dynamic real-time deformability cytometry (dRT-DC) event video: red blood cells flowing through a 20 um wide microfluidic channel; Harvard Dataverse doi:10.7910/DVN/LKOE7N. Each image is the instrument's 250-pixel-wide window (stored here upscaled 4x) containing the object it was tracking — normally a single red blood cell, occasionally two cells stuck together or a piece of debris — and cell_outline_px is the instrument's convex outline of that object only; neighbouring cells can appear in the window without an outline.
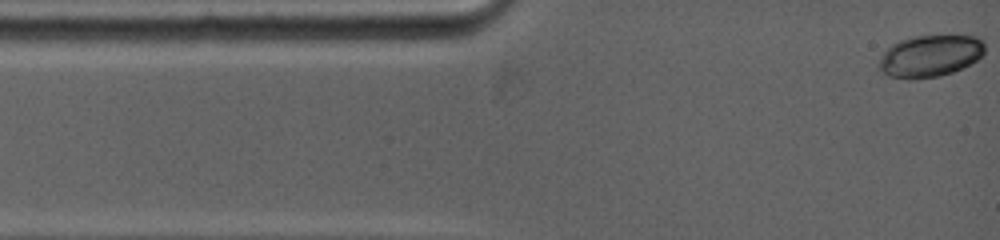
{"species": "common noctule bat (a hibernating species)", "species_latin": "Nyctalus noctula", "temperature_condition": "warm", "stored_images_in_passage": 43, "camera_frame_rate_fps": 5000, "um_per_image_px": 0.085, "animal": {"sex": "female", "body_mass_g": 19.0, "forearm_length_mm": 53.3}, "frame": {"image": 1, "passage_image": 1, "time_ms": 0.0, "image_size_px": [1000, 240], "cell_outline_px": [[984, 52], [976, 60], [952, 72], [940, 76], [916, 80], [912, 80], [888, 76], [880, 68], [880, 56], [892, 44], [900, 40], [912, 36], [976, 36], [984, 44]], "centroid_in_image_um": [79.03, 4.77], "position_along_channel_um": 6.0, "area_um2": 25.61}}
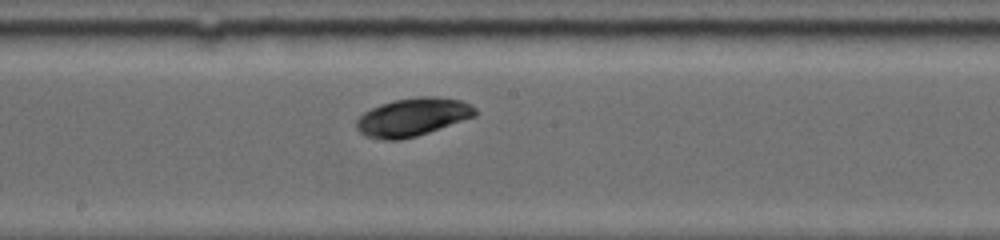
{"frame": {"image": 2, "passage_image": 25, "time_ms": 6.8, "image_size_px": [1000, 240], "cell_outline_px": [[476, 116], [416, 136], [400, 140], [384, 140], [364, 136], [356, 128], [356, 120], [364, 112], [380, 104], [396, 100], [416, 96], [440, 96], [464, 100], [476, 108]], "centroid_in_image_um": [35.09, 9.94], "position_along_channel_um": 213.1, "area_um2": 26.53}}
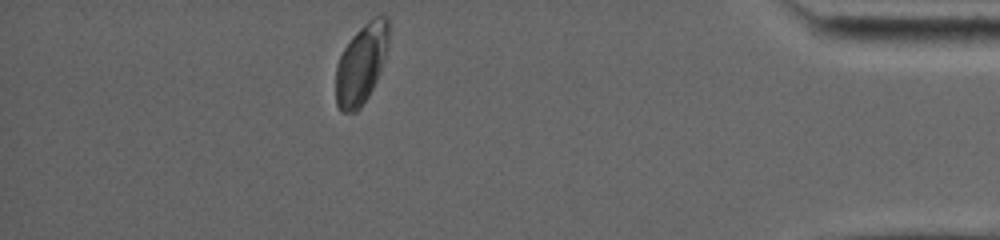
{"frame": {"image": 3, "passage_image": 43, "time_ms": 13.2, "image_size_px": [1000, 240], "cell_outline_px": [[388, 48], [384, 60], [376, 80], [368, 96], [360, 108], [356, 112], [340, 112], [336, 104], [336, 64], [344, 48], [352, 36], [372, 16], [388, 16]], "centroid_in_image_um": [30.7, 5.43], "position_along_channel_um": 404.5, "area_um2": 24.57}}